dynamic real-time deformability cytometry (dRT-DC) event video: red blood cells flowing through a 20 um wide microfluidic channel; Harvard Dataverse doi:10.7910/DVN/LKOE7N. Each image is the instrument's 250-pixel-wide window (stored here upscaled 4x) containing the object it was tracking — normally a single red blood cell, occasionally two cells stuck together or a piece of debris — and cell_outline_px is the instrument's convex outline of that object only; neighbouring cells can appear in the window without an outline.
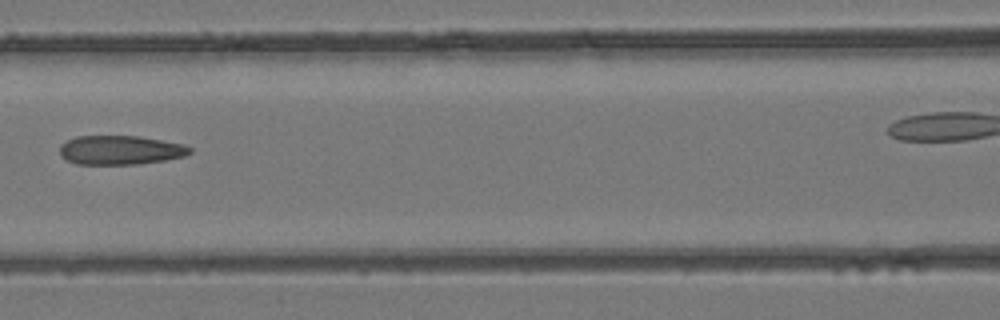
{"species": "common noctule bat (a hibernating species)", "species_latin": "Nyctalus noctula", "temperature_condition": "room temperature", "stored_images_in_passage": 4, "camera_frame_rate_fps": 3000, "um_per_image_px": 0.085, "animal": {"sex": "female", "body_mass_g": 24.6, "forearm_length_mm": 56.2}, "frame": {"image": 1, "passage_image": 3, "time_ms": 0.667, "image_size_px": [1000, 320], "cell_outline_px": [[192, 152], [184, 156], [164, 160], [140, 164], [76, 164], [60, 156], [60, 144], [76, 136], [140, 136], [184, 144], [192, 148]], "centroid_in_image_um": [10.23, 12.75], "position_along_channel_um": 156.4, "area_um2": 22.14}}